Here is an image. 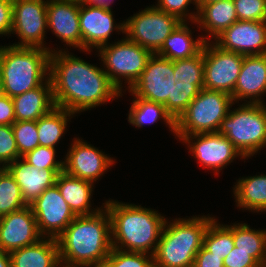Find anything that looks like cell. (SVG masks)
Masks as SVG:
<instances>
[{
    "instance_id": "obj_21",
    "label": "cell",
    "mask_w": 266,
    "mask_h": 267,
    "mask_svg": "<svg viewBox=\"0 0 266 267\" xmlns=\"http://www.w3.org/2000/svg\"><path fill=\"white\" fill-rule=\"evenodd\" d=\"M6 169L20 186L23 200L31 204L48 187L55 184L63 169H37L22 157L11 162Z\"/></svg>"
},
{
    "instance_id": "obj_34",
    "label": "cell",
    "mask_w": 266,
    "mask_h": 267,
    "mask_svg": "<svg viewBox=\"0 0 266 267\" xmlns=\"http://www.w3.org/2000/svg\"><path fill=\"white\" fill-rule=\"evenodd\" d=\"M100 267H154L153 255L112 248Z\"/></svg>"
},
{
    "instance_id": "obj_43",
    "label": "cell",
    "mask_w": 266,
    "mask_h": 267,
    "mask_svg": "<svg viewBox=\"0 0 266 267\" xmlns=\"http://www.w3.org/2000/svg\"><path fill=\"white\" fill-rule=\"evenodd\" d=\"M193 267H224L223 258L202 247L195 256Z\"/></svg>"
},
{
    "instance_id": "obj_46",
    "label": "cell",
    "mask_w": 266,
    "mask_h": 267,
    "mask_svg": "<svg viewBox=\"0 0 266 267\" xmlns=\"http://www.w3.org/2000/svg\"><path fill=\"white\" fill-rule=\"evenodd\" d=\"M0 267H11L9 252L0 250Z\"/></svg>"
},
{
    "instance_id": "obj_16",
    "label": "cell",
    "mask_w": 266,
    "mask_h": 267,
    "mask_svg": "<svg viewBox=\"0 0 266 267\" xmlns=\"http://www.w3.org/2000/svg\"><path fill=\"white\" fill-rule=\"evenodd\" d=\"M115 23V24H114ZM79 25L82 36V51L90 53L92 49H99L110 42L113 30L124 33V21L116 24L112 9L80 4Z\"/></svg>"
},
{
    "instance_id": "obj_25",
    "label": "cell",
    "mask_w": 266,
    "mask_h": 267,
    "mask_svg": "<svg viewBox=\"0 0 266 267\" xmlns=\"http://www.w3.org/2000/svg\"><path fill=\"white\" fill-rule=\"evenodd\" d=\"M55 184L62 197L77 216L92 215L102 209L101 207L92 209L93 182L73 177L63 171L57 175Z\"/></svg>"
},
{
    "instance_id": "obj_33",
    "label": "cell",
    "mask_w": 266,
    "mask_h": 267,
    "mask_svg": "<svg viewBox=\"0 0 266 267\" xmlns=\"http://www.w3.org/2000/svg\"><path fill=\"white\" fill-rule=\"evenodd\" d=\"M174 79L176 82L196 85L204 88V52L203 49L195 56L173 61Z\"/></svg>"
},
{
    "instance_id": "obj_6",
    "label": "cell",
    "mask_w": 266,
    "mask_h": 267,
    "mask_svg": "<svg viewBox=\"0 0 266 267\" xmlns=\"http://www.w3.org/2000/svg\"><path fill=\"white\" fill-rule=\"evenodd\" d=\"M265 103H242L229 110L218 133L225 135L244 158H250L266 147Z\"/></svg>"
},
{
    "instance_id": "obj_11",
    "label": "cell",
    "mask_w": 266,
    "mask_h": 267,
    "mask_svg": "<svg viewBox=\"0 0 266 267\" xmlns=\"http://www.w3.org/2000/svg\"><path fill=\"white\" fill-rule=\"evenodd\" d=\"M13 25L11 34L20 39L15 47H40L49 50L45 43L47 33V0H12Z\"/></svg>"
},
{
    "instance_id": "obj_30",
    "label": "cell",
    "mask_w": 266,
    "mask_h": 267,
    "mask_svg": "<svg viewBox=\"0 0 266 267\" xmlns=\"http://www.w3.org/2000/svg\"><path fill=\"white\" fill-rule=\"evenodd\" d=\"M135 99V100H134ZM130 106L128 114V122L137 128H141L147 124H154L161 118L166 126L168 125L173 132L176 134V121L167 112L164 105L148 101L139 97H134Z\"/></svg>"
},
{
    "instance_id": "obj_32",
    "label": "cell",
    "mask_w": 266,
    "mask_h": 267,
    "mask_svg": "<svg viewBox=\"0 0 266 267\" xmlns=\"http://www.w3.org/2000/svg\"><path fill=\"white\" fill-rule=\"evenodd\" d=\"M203 247L224 259L234 248L233 234L225 225L218 223L215 218L205 232Z\"/></svg>"
},
{
    "instance_id": "obj_29",
    "label": "cell",
    "mask_w": 266,
    "mask_h": 267,
    "mask_svg": "<svg viewBox=\"0 0 266 267\" xmlns=\"http://www.w3.org/2000/svg\"><path fill=\"white\" fill-rule=\"evenodd\" d=\"M74 115L73 112L55 106L49 113L40 117L36 121L39 145L55 148L65 134L69 119Z\"/></svg>"
},
{
    "instance_id": "obj_22",
    "label": "cell",
    "mask_w": 266,
    "mask_h": 267,
    "mask_svg": "<svg viewBox=\"0 0 266 267\" xmlns=\"http://www.w3.org/2000/svg\"><path fill=\"white\" fill-rule=\"evenodd\" d=\"M197 18L194 24L205 31L201 35L205 42L215 39L238 20L233 0H219L209 4H197Z\"/></svg>"
},
{
    "instance_id": "obj_15",
    "label": "cell",
    "mask_w": 266,
    "mask_h": 267,
    "mask_svg": "<svg viewBox=\"0 0 266 267\" xmlns=\"http://www.w3.org/2000/svg\"><path fill=\"white\" fill-rule=\"evenodd\" d=\"M84 141L74 138L64 157L63 171L94 183L115 163V159Z\"/></svg>"
},
{
    "instance_id": "obj_1",
    "label": "cell",
    "mask_w": 266,
    "mask_h": 267,
    "mask_svg": "<svg viewBox=\"0 0 266 267\" xmlns=\"http://www.w3.org/2000/svg\"><path fill=\"white\" fill-rule=\"evenodd\" d=\"M57 50L50 54L49 73L56 107L78 114L123 96L103 67L85 62L65 48Z\"/></svg>"
},
{
    "instance_id": "obj_44",
    "label": "cell",
    "mask_w": 266,
    "mask_h": 267,
    "mask_svg": "<svg viewBox=\"0 0 266 267\" xmlns=\"http://www.w3.org/2000/svg\"><path fill=\"white\" fill-rule=\"evenodd\" d=\"M15 122L13 100L4 94L0 97V125H13Z\"/></svg>"
},
{
    "instance_id": "obj_27",
    "label": "cell",
    "mask_w": 266,
    "mask_h": 267,
    "mask_svg": "<svg viewBox=\"0 0 266 267\" xmlns=\"http://www.w3.org/2000/svg\"><path fill=\"white\" fill-rule=\"evenodd\" d=\"M235 184L233 195L239 209L266 211V174L242 177Z\"/></svg>"
},
{
    "instance_id": "obj_7",
    "label": "cell",
    "mask_w": 266,
    "mask_h": 267,
    "mask_svg": "<svg viewBox=\"0 0 266 267\" xmlns=\"http://www.w3.org/2000/svg\"><path fill=\"white\" fill-rule=\"evenodd\" d=\"M230 94L223 91L201 89L186 111L176 121V136L218 132L222 120L234 105Z\"/></svg>"
},
{
    "instance_id": "obj_48",
    "label": "cell",
    "mask_w": 266,
    "mask_h": 267,
    "mask_svg": "<svg viewBox=\"0 0 266 267\" xmlns=\"http://www.w3.org/2000/svg\"><path fill=\"white\" fill-rule=\"evenodd\" d=\"M67 1L75 2V3H79V4H83V3L87 2V0H67Z\"/></svg>"
},
{
    "instance_id": "obj_19",
    "label": "cell",
    "mask_w": 266,
    "mask_h": 267,
    "mask_svg": "<svg viewBox=\"0 0 266 267\" xmlns=\"http://www.w3.org/2000/svg\"><path fill=\"white\" fill-rule=\"evenodd\" d=\"M80 4L67 0H47V26L68 46L81 49Z\"/></svg>"
},
{
    "instance_id": "obj_5",
    "label": "cell",
    "mask_w": 266,
    "mask_h": 267,
    "mask_svg": "<svg viewBox=\"0 0 266 267\" xmlns=\"http://www.w3.org/2000/svg\"><path fill=\"white\" fill-rule=\"evenodd\" d=\"M49 50L40 47L0 46V78L3 92L14 98L49 79Z\"/></svg>"
},
{
    "instance_id": "obj_35",
    "label": "cell",
    "mask_w": 266,
    "mask_h": 267,
    "mask_svg": "<svg viewBox=\"0 0 266 267\" xmlns=\"http://www.w3.org/2000/svg\"><path fill=\"white\" fill-rule=\"evenodd\" d=\"M11 126L21 157L39 146L36 121H16Z\"/></svg>"
},
{
    "instance_id": "obj_13",
    "label": "cell",
    "mask_w": 266,
    "mask_h": 267,
    "mask_svg": "<svg viewBox=\"0 0 266 267\" xmlns=\"http://www.w3.org/2000/svg\"><path fill=\"white\" fill-rule=\"evenodd\" d=\"M29 206L42 237L56 239L77 216L56 184L44 190Z\"/></svg>"
},
{
    "instance_id": "obj_4",
    "label": "cell",
    "mask_w": 266,
    "mask_h": 267,
    "mask_svg": "<svg viewBox=\"0 0 266 267\" xmlns=\"http://www.w3.org/2000/svg\"><path fill=\"white\" fill-rule=\"evenodd\" d=\"M212 216L166 220L153 254L154 267H193Z\"/></svg>"
},
{
    "instance_id": "obj_47",
    "label": "cell",
    "mask_w": 266,
    "mask_h": 267,
    "mask_svg": "<svg viewBox=\"0 0 266 267\" xmlns=\"http://www.w3.org/2000/svg\"><path fill=\"white\" fill-rule=\"evenodd\" d=\"M216 1H219V0H196V4H209L212 2H216Z\"/></svg>"
},
{
    "instance_id": "obj_10",
    "label": "cell",
    "mask_w": 266,
    "mask_h": 267,
    "mask_svg": "<svg viewBox=\"0 0 266 267\" xmlns=\"http://www.w3.org/2000/svg\"><path fill=\"white\" fill-rule=\"evenodd\" d=\"M174 77L173 61L153 54L129 92L134 97L164 105L172 116V90L176 84Z\"/></svg>"
},
{
    "instance_id": "obj_9",
    "label": "cell",
    "mask_w": 266,
    "mask_h": 267,
    "mask_svg": "<svg viewBox=\"0 0 266 267\" xmlns=\"http://www.w3.org/2000/svg\"><path fill=\"white\" fill-rule=\"evenodd\" d=\"M181 23L178 17L154 6H148L124 21V37L156 54L165 39Z\"/></svg>"
},
{
    "instance_id": "obj_45",
    "label": "cell",
    "mask_w": 266,
    "mask_h": 267,
    "mask_svg": "<svg viewBox=\"0 0 266 267\" xmlns=\"http://www.w3.org/2000/svg\"><path fill=\"white\" fill-rule=\"evenodd\" d=\"M87 4L98 6V7H104L106 9H112L111 4L113 3V0H87Z\"/></svg>"
},
{
    "instance_id": "obj_28",
    "label": "cell",
    "mask_w": 266,
    "mask_h": 267,
    "mask_svg": "<svg viewBox=\"0 0 266 267\" xmlns=\"http://www.w3.org/2000/svg\"><path fill=\"white\" fill-rule=\"evenodd\" d=\"M233 234L234 246L248 252L262 267H266V230H255L246 223L225 225Z\"/></svg>"
},
{
    "instance_id": "obj_23",
    "label": "cell",
    "mask_w": 266,
    "mask_h": 267,
    "mask_svg": "<svg viewBox=\"0 0 266 267\" xmlns=\"http://www.w3.org/2000/svg\"><path fill=\"white\" fill-rule=\"evenodd\" d=\"M12 100L16 121H37L55 107L50 78Z\"/></svg>"
},
{
    "instance_id": "obj_39",
    "label": "cell",
    "mask_w": 266,
    "mask_h": 267,
    "mask_svg": "<svg viewBox=\"0 0 266 267\" xmlns=\"http://www.w3.org/2000/svg\"><path fill=\"white\" fill-rule=\"evenodd\" d=\"M20 157L12 126L0 125V168H6Z\"/></svg>"
},
{
    "instance_id": "obj_12",
    "label": "cell",
    "mask_w": 266,
    "mask_h": 267,
    "mask_svg": "<svg viewBox=\"0 0 266 267\" xmlns=\"http://www.w3.org/2000/svg\"><path fill=\"white\" fill-rule=\"evenodd\" d=\"M204 52V88L233 94L244 55L227 51L214 41L205 42Z\"/></svg>"
},
{
    "instance_id": "obj_20",
    "label": "cell",
    "mask_w": 266,
    "mask_h": 267,
    "mask_svg": "<svg viewBox=\"0 0 266 267\" xmlns=\"http://www.w3.org/2000/svg\"><path fill=\"white\" fill-rule=\"evenodd\" d=\"M266 93V54L244 56L234 92V103H263ZM246 98V100H245ZM249 99L250 101H247Z\"/></svg>"
},
{
    "instance_id": "obj_14",
    "label": "cell",
    "mask_w": 266,
    "mask_h": 267,
    "mask_svg": "<svg viewBox=\"0 0 266 267\" xmlns=\"http://www.w3.org/2000/svg\"><path fill=\"white\" fill-rule=\"evenodd\" d=\"M180 141L188 146L189 152L203 168L214 170L216 174L239 156L245 160L233 143L218 132L187 135Z\"/></svg>"
},
{
    "instance_id": "obj_18",
    "label": "cell",
    "mask_w": 266,
    "mask_h": 267,
    "mask_svg": "<svg viewBox=\"0 0 266 267\" xmlns=\"http://www.w3.org/2000/svg\"><path fill=\"white\" fill-rule=\"evenodd\" d=\"M41 238L43 237L29 205L0 217V250L10 253L34 244Z\"/></svg>"
},
{
    "instance_id": "obj_26",
    "label": "cell",
    "mask_w": 266,
    "mask_h": 267,
    "mask_svg": "<svg viewBox=\"0 0 266 267\" xmlns=\"http://www.w3.org/2000/svg\"><path fill=\"white\" fill-rule=\"evenodd\" d=\"M188 22H182L166 39L161 49L156 53L172 61L187 59L197 55L205 43L202 36L192 38Z\"/></svg>"
},
{
    "instance_id": "obj_38",
    "label": "cell",
    "mask_w": 266,
    "mask_h": 267,
    "mask_svg": "<svg viewBox=\"0 0 266 267\" xmlns=\"http://www.w3.org/2000/svg\"><path fill=\"white\" fill-rule=\"evenodd\" d=\"M240 21H266V0H233Z\"/></svg>"
},
{
    "instance_id": "obj_31",
    "label": "cell",
    "mask_w": 266,
    "mask_h": 267,
    "mask_svg": "<svg viewBox=\"0 0 266 267\" xmlns=\"http://www.w3.org/2000/svg\"><path fill=\"white\" fill-rule=\"evenodd\" d=\"M26 206L14 177L6 168H0V217Z\"/></svg>"
},
{
    "instance_id": "obj_17",
    "label": "cell",
    "mask_w": 266,
    "mask_h": 267,
    "mask_svg": "<svg viewBox=\"0 0 266 267\" xmlns=\"http://www.w3.org/2000/svg\"><path fill=\"white\" fill-rule=\"evenodd\" d=\"M214 41L220 48L244 56L266 54V21L237 20Z\"/></svg>"
},
{
    "instance_id": "obj_49",
    "label": "cell",
    "mask_w": 266,
    "mask_h": 267,
    "mask_svg": "<svg viewBox=\"0 0 266 267\" xmlns=\"http://www.w3.org/2000/svg\"><path fill=\"white\" fill-rule=\"evenodd\" d=\"M4 95V92H3V85H2V81H1V78H0V97Z\"/></svg>"
},
{
    "instance_id": "obj_2",
    "label": "cell",
    "mask_w": 266,
    "mask_h": 267,
    "mask_svg": "<svg viewBox=\"0 0 266 267\" xmlns=\"http://www.w3.org/2000/svg\"><path fill=\"white\" fill-rule=\"evenodd\" d=\"M92 215L76 216L56 238L66 267H100L112 250L111 218L105 206Z\"/></svg>"
},
{
    "instance_id": "obj_8",
    "label": "cell",
    "mask_w": 266,
    "mask_h": 267,
    "mask_svg": "<svg viewBox=\"0 0 266 267\" xmlns=\"http://www.w3.org/2000/svg\"><path fill=\"white\" fill-rule=\"evenodd\" d=\"M97 52L103 62V70L122 93L123 80L130 89L140 78L148 60L153 55L151 51L141 47L138 43L131 42L126 37L113 44L101 46Z\"/></svg>"
},
{
    "instance_id": "obj_41",
    "label": "cell",
    "mask_w": 266,
    "mask_h": 267,
    "mask_svg": "<svg viewBox=\"0 0 266 267\" xmlns=\"http://www.w3.org/2000/svg\"><path fill=\"white\" fill-rule=\"evenodd\" d=\"M224 267H262L248 252L235 247L223 259Z\"/></svg>"
},
{
    "instance_id": "obj_3",
    "label": "cell",
    "mask_w": 266,
    "mask_h": 267,
    "mask_svg": "<svg viewBox=\"0 0 266 267\" xmlns=\"http://www.w3.org/2000/svg\"><path fill=\"white\" fill-rule=\"evenodd\" d=\"M103 205L111 218L112 247L153 255L166 218L151 208L107 200Z\"/></svg>"
},
{
    "instance_id": "obj_24",
    "label": "cell",
    "mask_w": 266,
    "mask_h": 267,
    "mask_svg": "<svg viewBox=\"0 0 266 267\" xmlns=\"http://www.w3.org/2000/svg\"><path fill=\"white\" fill-rule=\"evenodd\" d=\"M11 267H59V247L55 238L43 237L36 243L9 253Z\"/></svg>"
},
{
    "instance_id": "obj_37",
    "label": "cell",
    "mask_w": 266,
    "mask_h": 267,
    "mask_svg": "<svg viewBox=\"0 0 266 267\" xmlns=\"http://www.w3.org/2000/svg\"><path fill=\"white\" fill-rule=\"evenodd\" d=\"M56 149L38 146L22 156L29 164L37 169H63V160H57Z\"/></svg>"
},
{
    "instance_id": "obj_40",
    "label": "cell",
    "mask_w": 266,
    "mask_h": 267,
    "mask_svg": "<svg viewBox=\"0 0 266 267\" xmlns=\"http://www.w3.org/2000/svg\"><path fill=\"white\" fill-rule=\"evenodd\" d=\"M195 5L196 13L189 12L187 8L190 4ZM159 10L165 11L168 14H172L178 17L182 22H187L188 20L191 23H194L197 18V4L196 0H158L156 5H153Z\"/></svg>"
},
{
    "instance_id": "obj_36",
    "label": "cell",
    "mask_w": 266,
    "mask_h": 267,
    "mask_svg": "<svg viewBox=\"0 0 266 267\" xmlns=\"http://www.w3.org/2000/svg\"><path fill=\"white\" fill-rule=\"evenodd\" d=\"M199 91L194 84L176 82L172 90V117L175 121L186 111Z\"/></svg>"
},
{
    "instance_id": "obj_42",
    "label": "cell",
    "mask_w": 266,
    "mask_h": 267,
    "mask_svg": "<svg viewBox=\"0 0 266 267\" xmlns=\"http://www.w3.org/2000/svg\"><path fill=\"white\" fill-rule=\"evenodd\" d=\"M12 25V0H0V36H11Z\"/></svg>"
}]
</instances>
